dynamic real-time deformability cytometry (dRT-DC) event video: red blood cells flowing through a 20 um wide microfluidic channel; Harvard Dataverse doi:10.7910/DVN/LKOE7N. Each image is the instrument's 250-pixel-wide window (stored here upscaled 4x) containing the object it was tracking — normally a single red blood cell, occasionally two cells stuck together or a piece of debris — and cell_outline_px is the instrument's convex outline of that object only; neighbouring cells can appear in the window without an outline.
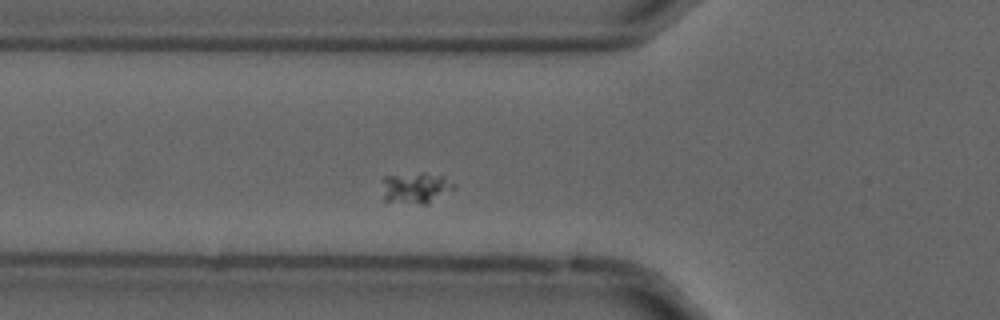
{"species": "common noctule bat (a hibernating species)", "species_latin": "Nyctalus noctula", "temperature_condition": "cold", "stored_images_in_passage": 46, "camera_frame_rate_fps": 3000, "um_per_image_px": 0.085, "animal": {"sex": "male", "forearm_length_mm": 52.5}, "frame": {"image": 1, "passage_image": 9, "time_ms": 2.667, "image_size_px": [1000, 320], "cell_outline_px": [[456, 188], [428, 204], [424, 204], [384, 200], [384, 176], [420, 172], [424, 172], [444, 176], [456, 184]], "centroid_in_image_um": [35.41, 15.94], "position_along_channel_um": 90.4, "area_um2": 12.95}}
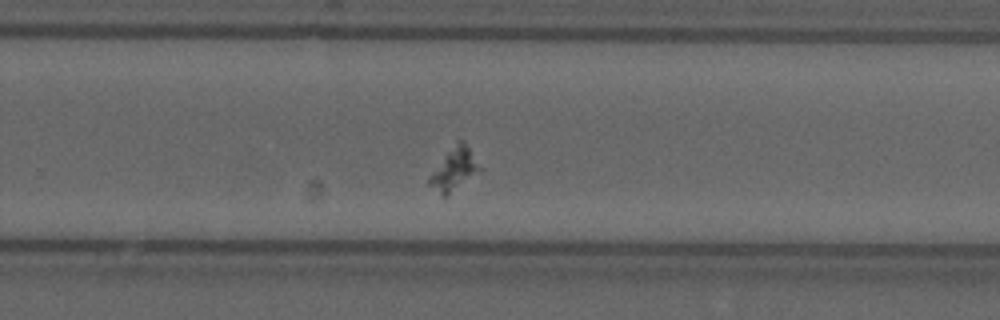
{"frame": {"image": 2, "passage_image": 26, "time_ms": 8.333, "image_size_px": [1000, 320], "cell_outline_px": [[480, 168], [448, 196], [440, 196], [428, 184], [428, 176], [456, 140], [464, 140]], "centroid_in_image_um": [38.51, 14.39], "position_along_channel_um": 291.3, "area_um2": 12.02}}
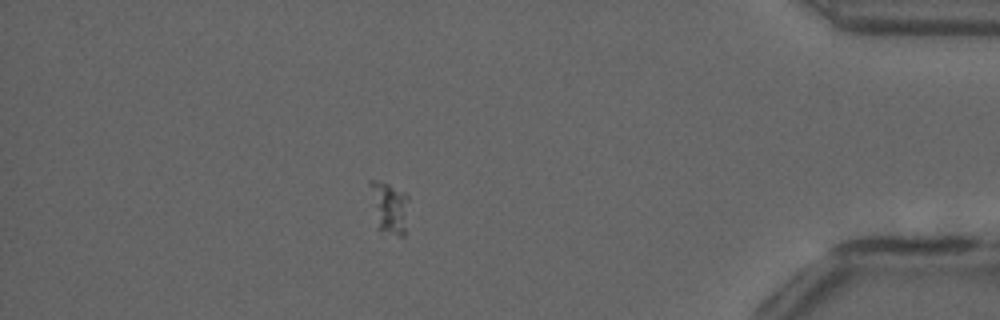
{"frame": {"image": 3, "passage_image": 39, "time_ms": 12.667, "image_size_px": [1000, 320], "cell_outline_px": [[408, 200], [404, 236], [400, 236], [380, 232], [368, 184], [368, 180], [376, 180], [388, 184], [404, 192], [408, 196]], "centroid_in_image_um": [33.08, 17.63], "position_along_channel_um": 402.1, "area_um2": 11.44}}